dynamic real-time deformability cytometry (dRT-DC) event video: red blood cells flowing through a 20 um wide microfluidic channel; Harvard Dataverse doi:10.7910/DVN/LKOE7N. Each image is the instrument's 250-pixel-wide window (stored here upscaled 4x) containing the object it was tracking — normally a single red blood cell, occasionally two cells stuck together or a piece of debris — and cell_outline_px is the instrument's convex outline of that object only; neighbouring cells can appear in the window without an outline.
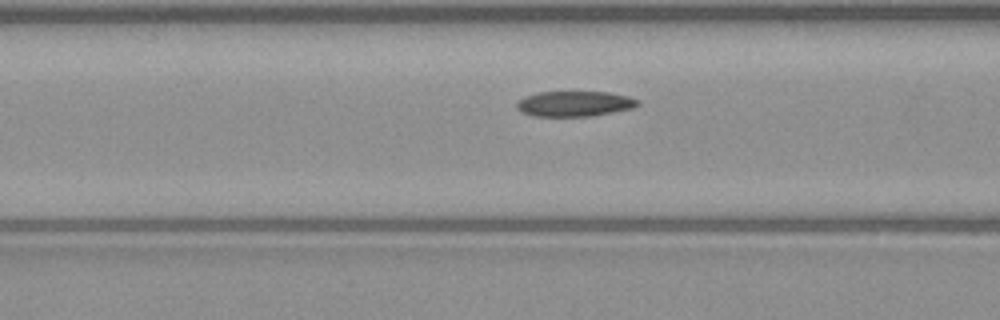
{"species": "common noctule bat (a hibernating species)", "species_latin": "Nyctalus noctula", "temperature_condition": "warm", "stored_images_in_passage": 44, "camera_frame_rate_fps": 3000, "um_per_image_px": 0.085, "animal": {"sex": "male", "body_mass_g": 23.1, "forearm_length_mm": 52.7}, "frame": {"image": 1, "passage_image": 13, "time_ms": 4.0, "image_size_px": [1000, 320], "cell_outline_px": [[640, 104], [632, 108], [612, 112], [588, 116], [532, 116], [520, 112], [516, 108], [516, 100], [524, 96], [536, 92], [608, 92], [628, 96], [640, 100]], "centroid_in_image_um": [48.78, 8.81], "position_along_channel_um": 117.8, "area_um2": 18.03}}
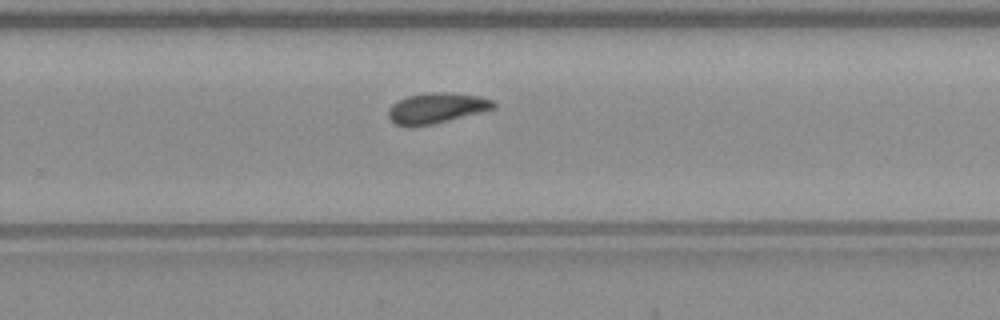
{"frame": {"image": 2, "passage_image": 26, "time_ms": 8.333, "image_size_px": [1000, 320], "cell_outline_px": [[496, 108], [432, 124], [408, 128], [396, 124], [388, 116], [388, 108], [396, 100], [408, 96], [424, 92], [448, 92], [480, 96], [492, 100], [496, 104]], "centroid_in_image_um": [37.06, 9.18], "position_along_channel_um": 292.7, "area_um2": 18.84}}
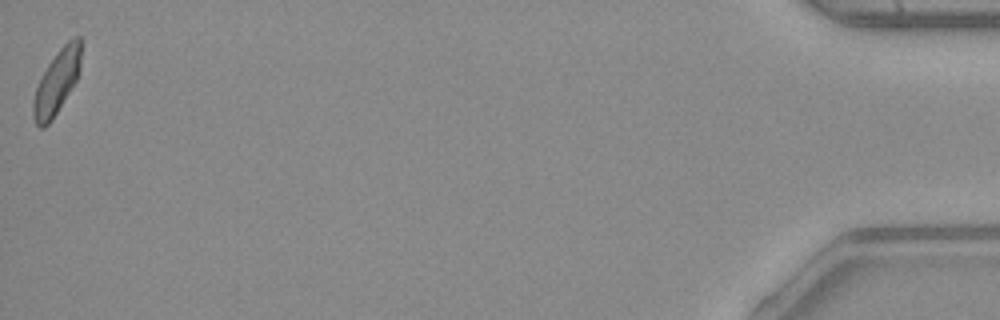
{"frame": {"image": 3, "passage_image": 44, "time_ms": 14.333, "image_size_px": [1000, 320], "cell_outline_px": [[84, 40], [80, 68], [76, 80], [52, 120], [44, 128], [40, 128], [36, 124], [32, 116], [32, 104], [36, 88], [48, 64], [56, 52], [72, 36], [80, 36]], "centroid_in_image_um": [4.86, 6.9], "position_along_channel_um": 430.3, "area_um2": 18.03}, "authors_computed_cell_mechanics": {"area_um2": 18.0914, "velocity_mm_per_s": 4.0444, "shape_relaxation_time_tau1_ms": 8.5749, "shape_relaxation_time_tau2_ms": 6.8733, "deformation_change_tau1": 0.2103, "deformation_change_tau2": 0.1312}}